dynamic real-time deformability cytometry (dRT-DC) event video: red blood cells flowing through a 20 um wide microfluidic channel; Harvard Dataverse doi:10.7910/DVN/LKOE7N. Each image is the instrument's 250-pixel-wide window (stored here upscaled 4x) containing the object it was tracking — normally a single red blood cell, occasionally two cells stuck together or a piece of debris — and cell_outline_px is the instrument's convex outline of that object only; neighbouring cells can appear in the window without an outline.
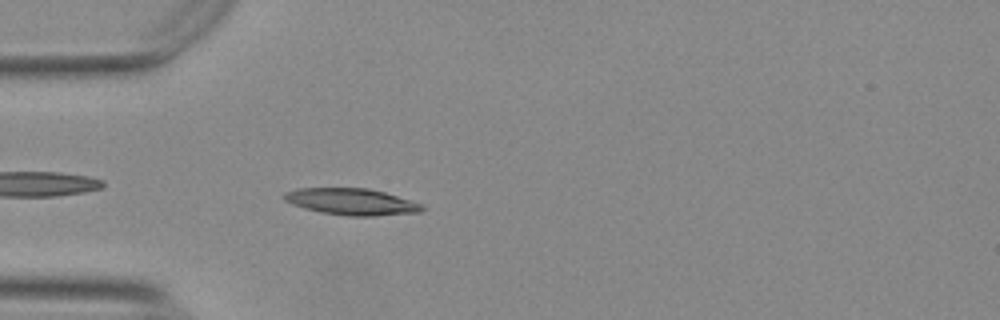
{"species": "Egyptian fruit bat (a non-hibernating species)", "species_latin": "Rousettus aegyptiacus", "temperature_condition": "warm", "stored_images_in_passage": 41, "camera_frame_rate_fps": 3000, "um_per_image_px": 0.085, "animal": {"sex": "female"}, "frame": {"image": 1, "passage_image": 3, "time_ms": 0.667, "image_size_px": [1000, 320], "cell_outline_px": [[424, 208], [420, 212], [372, 216], [348, 216], [320, 212], [304, 208], [292, 204], [284, 200], [284, 192], [300, 188], [368, 188], [384, 192], [424, 204]], "centroid_in_image_um": [29.89, 17.14], "position_along_channel_um": 55.1, "area_um2": 21.33}}
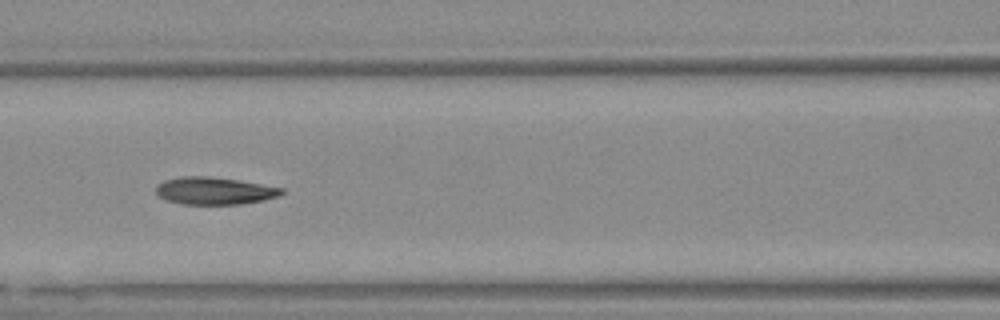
{"frame": {"image": 2, "passage_image": 11, "time_ms": 3.333, "image_size_px": [1000, 320], "cell_outline_px": [[284, 192], [280, 196], [264, 200], [240, 204], [180, 204], [168, 200], [160, 196], [156, 192], [156, 188], [164, 180], [180, 176], [208, 176], [236, 180], [284, 188]], "centroid_in_image_um": [18.25, 16.22], "position_along_channel_um": 148.4, "area_um2": 19.88}}
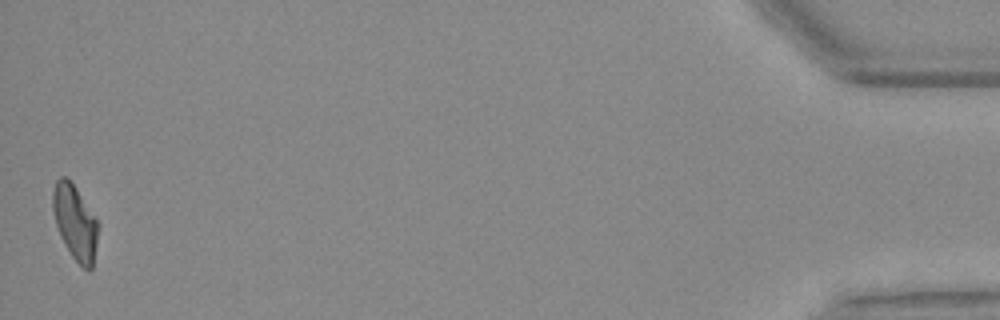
{"frame": {"image": 3, "passage_image": 41, "time_ms": 13.333, "image_size_px": [1000, 320], "cell_outline_px": [[100, 224], [92, 268], [84, 268], [72, 256], [60, 236], [56, 224], [52, 208], [52, 192], [56, 180], [60, 176], [64, 176], [76, 188]], "centroid_in_image_um": [6.38, 18.88], "position_along_channel_um": 428.8, "area_um2": 19.54}, "authors_computed_cell_mechanics": {"area_um2": 20.23, "velocity_mm_per_s": 3.7571, "shape_relaxation_time_tau1_ms": 8.5829, "shape_relaxation_time_tau2_ms": 2.218, "deformation_change_tau1": 0.2509, "deformation_change_tau2": 0.0937}}